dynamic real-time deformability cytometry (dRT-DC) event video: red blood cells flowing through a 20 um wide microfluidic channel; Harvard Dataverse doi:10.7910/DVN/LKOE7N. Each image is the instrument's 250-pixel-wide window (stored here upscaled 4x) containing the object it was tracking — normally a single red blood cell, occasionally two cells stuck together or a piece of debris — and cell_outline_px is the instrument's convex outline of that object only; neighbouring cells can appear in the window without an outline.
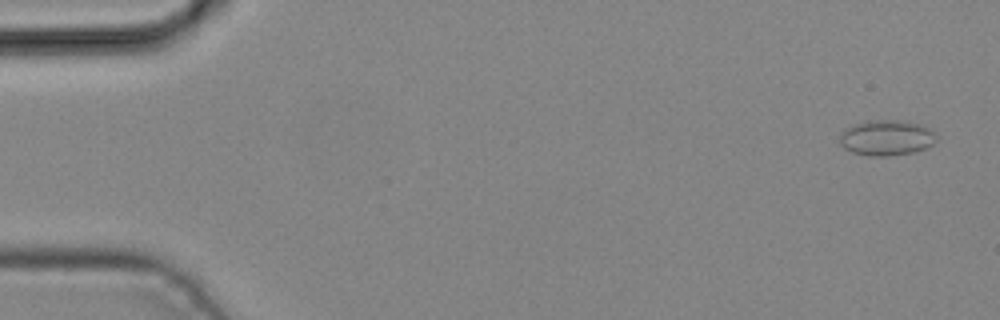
{"species": "common noctule bat (a hibernating species)", "species_latin": "Nyctalus noctula", "temperature_condition": "cold", "stored_images_in_passage": 4, "camera_frame_rate_fps": 3000, "um_per_image_px": 0.085, "animal": {"sex": "male", "body_mass_g": 19.2, "forearm_length_mm": 51.8}, "frame": {"image": 1, "passage_image": 1, "time_ms": 0.0, "image_size_px": [1000, 320], "cell_outline_px": [[936, 140], [932, 144], [916, 152], [888, 156], [868, 156], [852, 152], [844, 148], [840, 144], [840, 136], [844, 128], [868, 120], [900, 120], [920, 124], [928, 128], [936, 136]], "centroid_in_image_um": [75.33, 11.71], "position_along_channel_um": 9.7, "area_um2": 20.0}}
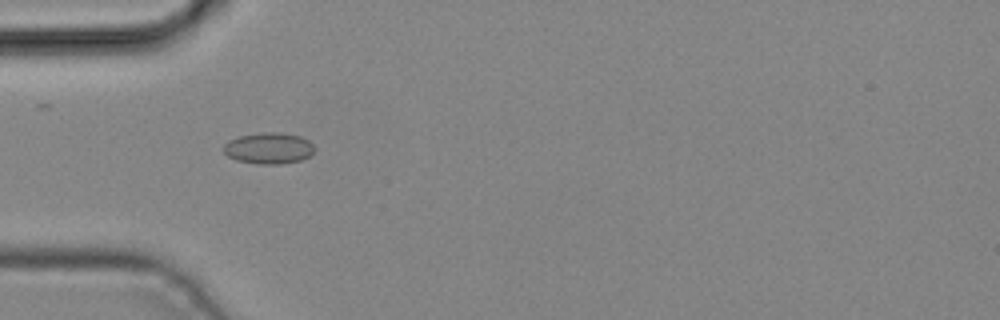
{"frame": {"image": 2, "passage_image": 4, "time_ms": 1.0, "image_size_px": [1000, 320], "cell_outline_px": [[316, 148], [308, 156], [300, 160], [280, 164], [260, 164], [236, 160], [228, 156], [224, 152], [224, 144], [228, 140], [240, 136], [264, 132], [280, 132], [300, 136], [308, 140]], "centroid_in_image_um": [22.84, 12.59], "position_along_channel_um": 62.2, "area_um2": 16.47}}